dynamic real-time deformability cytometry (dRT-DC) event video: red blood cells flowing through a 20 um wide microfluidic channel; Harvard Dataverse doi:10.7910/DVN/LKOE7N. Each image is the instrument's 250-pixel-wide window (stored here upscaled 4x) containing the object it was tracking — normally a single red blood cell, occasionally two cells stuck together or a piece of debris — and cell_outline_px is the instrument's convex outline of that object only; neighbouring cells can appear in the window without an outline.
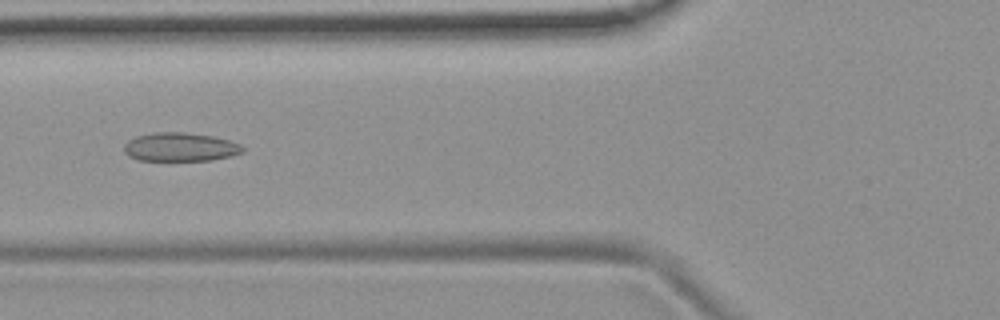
{"species": "common noctule bat (a hibernating species)", "species_latin": "Nyctalus noctula", "temperature_condition": "room temperature", "stored_images_in_passage": 7, "camera_frame_rate_fps": 3000, "um_per_image_px": 0.085, "animal": {"sex": "female", "body_mass_g": 19.9}, "frame": {"image": 1, "passage_image": 5, "time_ms": 4.667, "image_size_px": [1000, 320], "cell_outline_px": [[244, 152], [232, 156], [212, 160], [140, 160], [128, 156], [124, 152], [124, 144], [128, 140], [136, 136], [156, 132], [184, 132], [212, 136], [228, 140], [240, 144], [244, 148]], "centroid_in_image_um": [15.32, 12.5], "position_along_channel_um": 110.5, "area_um2": 19.83}}
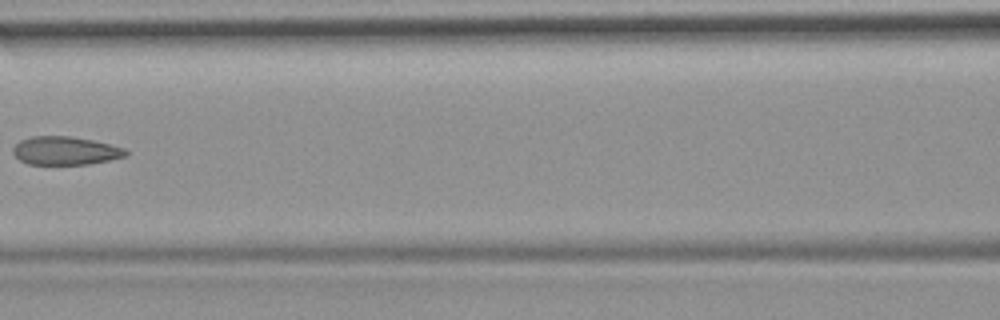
{"frame": {"image": 2, "passage_image": 6, "time_ms": 6.0, "image_size_px": [1000, 320], "cell_outline_px": [[128, 152], [124, 156], [108, 160], [88, 164], [28, 164], [20, 160], [12, 152], [12, 148], [20, 140], [32, 136], [72, 136], [92, 140], [124, 148]], "centroid_in_image_um": [5.51, 12.8], "position_along_channel_um": 161.1, "area_um2": 18.44}}
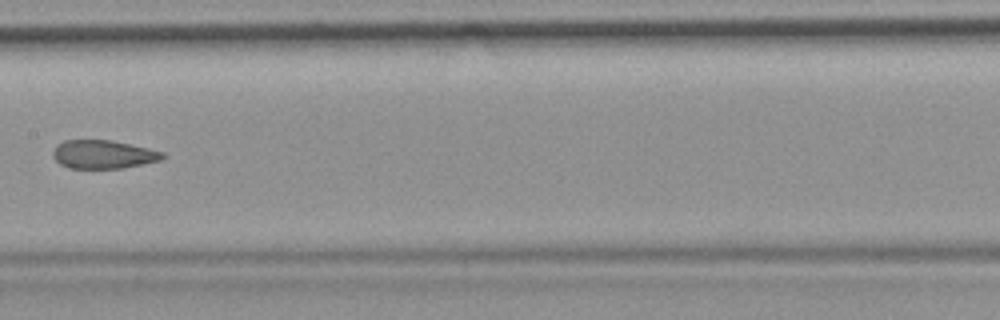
{"frame": {"image": 3, "passage_image": 7, "time_ms": 7.0, "image_size_px": [1000, 320], "cell_outline_px": [[164, 156], [160, 160], [124, 168], [68, 168], [60, 164], [52, 156], [52, 152], [56, 144], [64, 140], [112, 140], [148, 148], [164, 152]], "centroid_in_image_um": [8.74, 13.12], "position_along_channel_um": 198.7, "area_um2": 18.21}}